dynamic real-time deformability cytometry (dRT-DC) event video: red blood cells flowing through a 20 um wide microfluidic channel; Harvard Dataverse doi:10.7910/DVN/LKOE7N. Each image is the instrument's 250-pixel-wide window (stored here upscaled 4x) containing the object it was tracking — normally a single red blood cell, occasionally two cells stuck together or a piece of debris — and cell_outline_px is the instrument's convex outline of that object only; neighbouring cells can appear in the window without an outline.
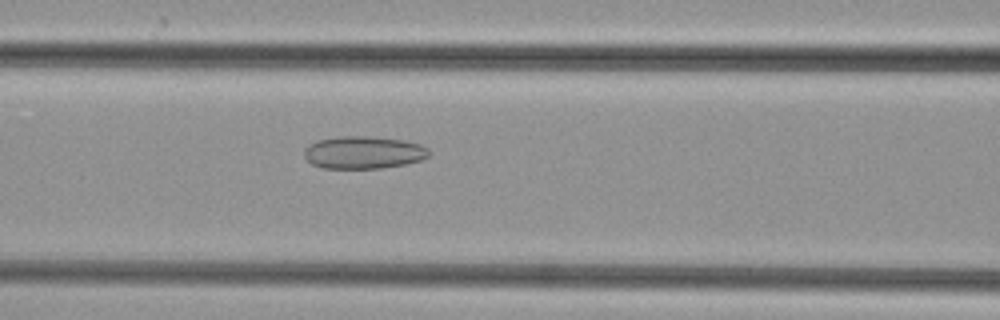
{"species": "common noctule bat (a hibernating species)", "species_latin": "Nyctalus noctula", "temperature_condition": "cold", "stored_images_in_passage": 49, "camera_frame_rate_fps": 3000, "um_per_image_px": 0.085, "animal": {"sex": "female", "body_mass_g": 29.2, "forearm_length_mm": 56.3}, "frame": {"image": 1, "passage_image": 21, "time_ms": 6.667, "image_size_px": [1000, 320], "cell_outline_px": [[428, 156], [420, 160], [404, 164], [380, 168], [324, 168], [312, 164], [304, 156], [304, 152], [308, 144], [316, 140], [340, 136], [368, 136], [404, 140], [420, 144], [428, 148]], "centroid_in_image_um": [30.87, 12.95], "position_along_channel_um": 135.7, "area_um2": 23.58}}
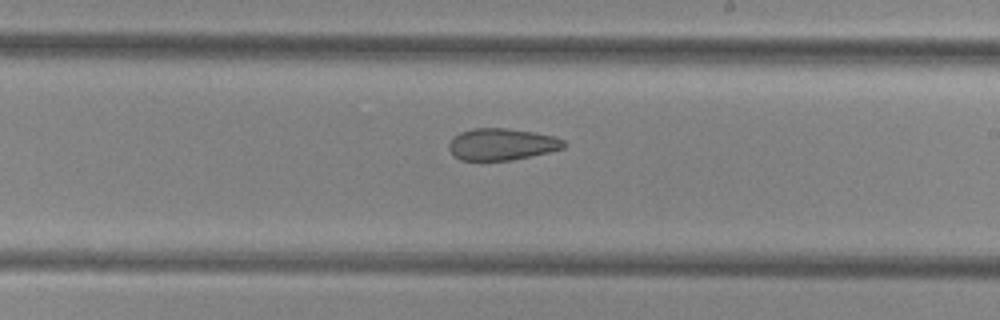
{"frame": {"image": 2, "passage_image": 29, "time_ms": 9.333, "image_size_px": [1000, 320], "cell_outline_px": [[564, 148], [548, 152], [512, 160], [460, 160], [448, 148], [448, 144], [460, 132], [472, 128], [504, 128], [536, 132], [556, 136], [564, 140]], "centroid_in_image_um": [42.67, 12.25], "position_along_channel_um": 246.3, "area_um2": 21.15}}
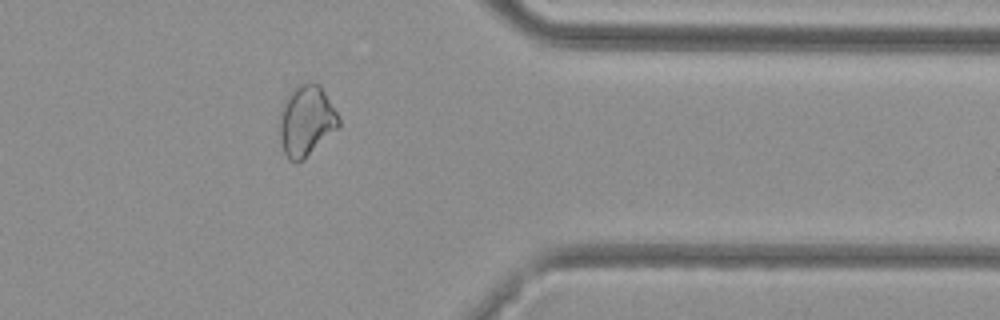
{"frame": {"image": 3, "passage_image": 40, "time_ms": 13.0, "image_size_px": [1000, 320], "cell_outline_px": [[340, 124], [304, 160], [288, 160], [280, 144], [276, 124], [284, 100], [288, 92], [296, 84], [308, 80], [320, 84], [336, 112], [340, 120]], "centroid_in_image_um": [25.96, 10.21], "position_along_channel_um": 385.4, "area_um2": 24.85}}